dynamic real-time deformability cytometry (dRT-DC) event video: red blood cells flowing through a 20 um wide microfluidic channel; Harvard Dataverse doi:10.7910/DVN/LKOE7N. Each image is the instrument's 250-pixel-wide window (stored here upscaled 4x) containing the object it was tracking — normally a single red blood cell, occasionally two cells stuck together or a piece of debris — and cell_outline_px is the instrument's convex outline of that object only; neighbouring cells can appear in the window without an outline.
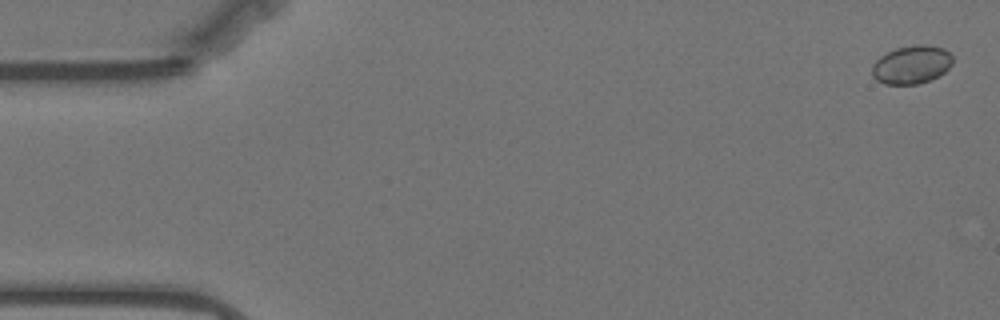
{"species": "Egyptian fruit bat (a non-hibernating species)", "species_latin": "Rousettus aegyptiacus", "temperature_condition": "warm", "stored_images_in_passage": 58, "camera_frame_rate_fps": 3000, "um_per_image_px": 0.085, "animal": {"sex": "female"}, "frame": {"image": 1, "passage_image": 2, "time_ms": 0.333, "image_size_px": [1000, 320], "cell_outline_px": [[952, 64], [944, 72], [928, 80], [916, 84], [884, 84], [876, 80], [872, 76], [872, 64], [880, 56], [896, 48], [916, 44], [924, 44], [944, 48], [952, 56]], "centroid_in_image_um": [77.46, 5.49], "position_along_channel_um": 7.5, "area_um2": 17.92}}
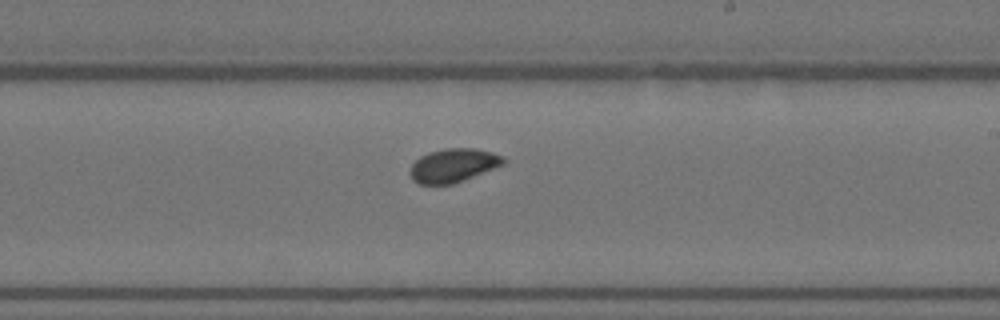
{"frame": {"image": 2, "passage_image": 34, "time_ms": 11.0, "image_size_px": [1000, 320], "cell_outline_px": [[508, 160], [504, 164], [464, 180], [452, 184], [420, 184], [412, 180], [408, 172], [412, 164], [420, 156], [428, 152], [448, 148], [476, 148], [492, 152], [504, 156]], "centroid_in_image_um": [38.53, 14.05], "position_along_channel_um": 250.5, "area_um2": 18.44}}
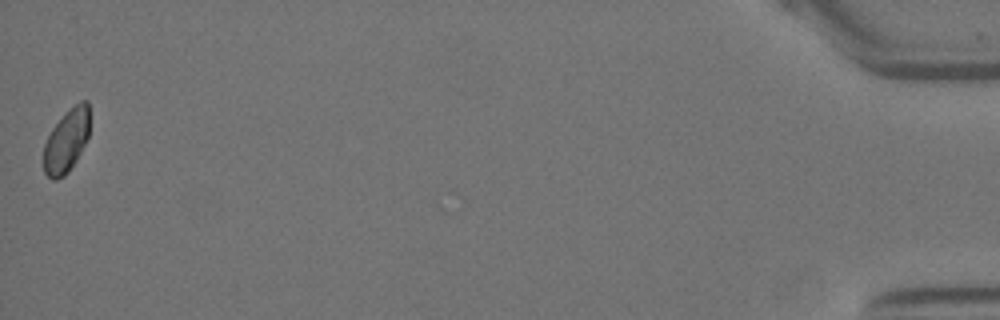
{"frame": {"image": 3, "passage_image": 58, "time_ms": 19.0, "image_size_px": [1000, 320], "cell_outline_px": [[88, 136], [76, 160], [68, 172], [64, 176], [56, 180], [52, 180], [44, 172], [44, 144], [52, 128], [80, 100], [88, 100]], "centroid_in_image_um": [5.63, 12.01], "position_along_channel_um": 429.6, "area_um2": 16.42}, "authors_computed_cell_mechanics": {"area_um2": 17.9758, "velocity_mm_per_s": 3.5085, "shape_relaxation_time_tau1_ms": 3.0485, "shape_relaxation_time_tau2_ms": 2.8384, "deformation_change_tau1": 0.0436, "deformation_change_tau2": 0.0564}}